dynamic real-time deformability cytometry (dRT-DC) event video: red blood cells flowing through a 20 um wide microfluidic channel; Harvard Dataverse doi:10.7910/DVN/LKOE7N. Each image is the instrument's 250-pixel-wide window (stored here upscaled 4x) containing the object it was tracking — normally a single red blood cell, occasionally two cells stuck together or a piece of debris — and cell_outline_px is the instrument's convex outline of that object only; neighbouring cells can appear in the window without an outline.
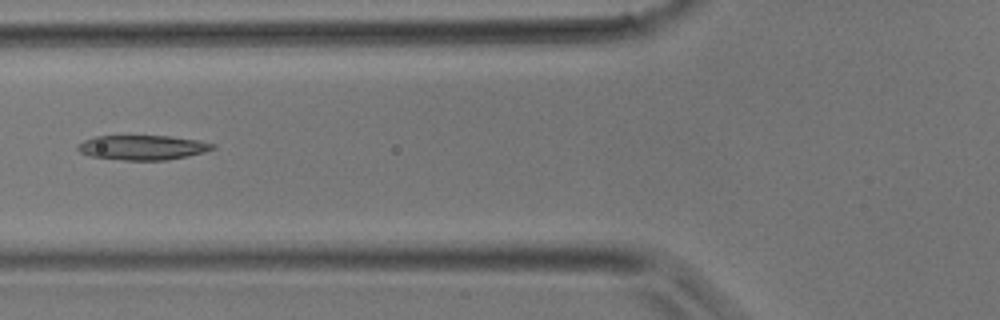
{"species": "common noctule bat (a hibernating species)", "species_latin": "Nyctalus noctula", "temperature_condition": "room temperature", "stored_images_in_passage": 3, "camera_frame_rate_fps": 3000, "um_per_image_px": 0.085, "animal": {"sex": "male", "body_mass_g": 17.9}, "frame": {"image": 1, "passage_image": 3, "time_ms": 3.0, "image_size_px": [1000, 320], "cell_outline_px": [[216, 148], [204, 152], [188, 156], [168, 160], [124, 160], [88, 156], [80, 152], [76, 148], [84, 140], [96, 136], [168, 136], [200, 140], [216, 144]], "centroid_in_image_um": [12.15, 12.54], "position_along_channel_um": 113.6, "area_um2": 19.48}}